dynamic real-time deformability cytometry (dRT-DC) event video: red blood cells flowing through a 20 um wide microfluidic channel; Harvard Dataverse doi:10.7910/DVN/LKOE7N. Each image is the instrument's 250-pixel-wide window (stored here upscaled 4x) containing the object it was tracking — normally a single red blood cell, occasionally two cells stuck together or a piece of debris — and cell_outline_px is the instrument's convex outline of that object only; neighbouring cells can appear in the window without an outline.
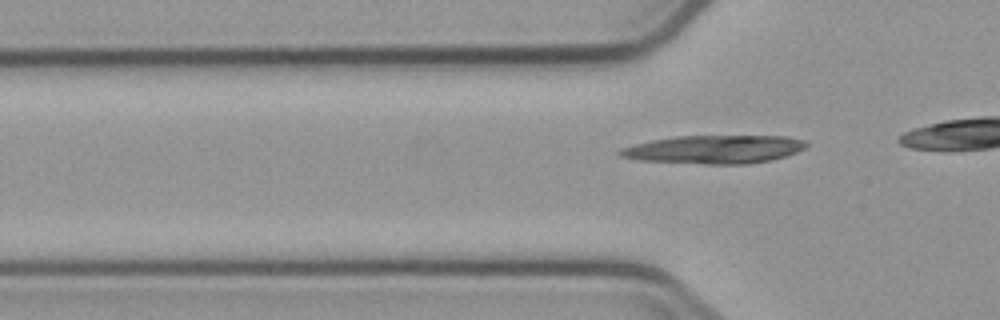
{"species": "common noctule bat (a hibernating species)", "species_latin": "Nyctalus noctula", "temperature_condition": "cold", "stored_images_in_passage": 2, "camera_frame_rate_fps": 3000, "um_per_image_px": 0.085, "animal": {"sex": "male", "body_mass_g": 23.1, "forearm_length_mm": 52.7}, "frame": {"image": 1, "passage_image": 2, "time_ms": 1.667, "image_size_px": [1000, 320], "cell_outline_px": [[808, 144], [804, 148], [796, 152], [772, 160], [748, 164], [704, 164], [640, 160], [620, 156], [616, 152], [620, 148], [652, 140], [676, 136], [788, 136], [804, 140]], "centroid_in_image_um": [60.71, 12.7], "position_along_channel_um": 65.1, "area_um2": 30.69}}